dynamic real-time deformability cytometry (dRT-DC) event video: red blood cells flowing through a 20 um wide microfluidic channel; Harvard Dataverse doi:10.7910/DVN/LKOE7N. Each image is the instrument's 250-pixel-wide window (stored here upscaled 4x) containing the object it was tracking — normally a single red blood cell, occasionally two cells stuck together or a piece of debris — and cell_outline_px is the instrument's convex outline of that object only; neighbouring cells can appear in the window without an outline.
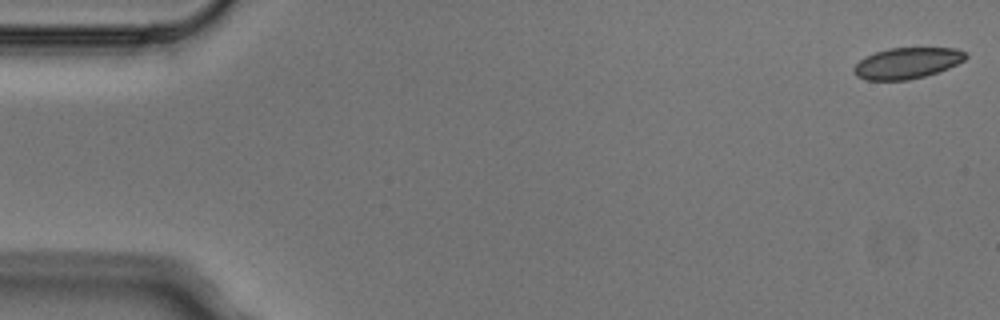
{"species": "Egyptian fruit bat (a non-hibernating species)", "species_latin": "Rousettus aegyptiacus", "temperature_condition": "cold", "stored_images_in_passage": 8, "camera_frame_rate_fps": 3000, "um_per_image_px": 0.085, "animal": {"sex": "male"}, "frame": {"image": 1, "passage_image": 1, "time_ms": 0.0, "image_size_px": [1000, 320], "cell_outline_px": [[968, 56], [964, 60], [948, 68], [924, 76], [908, 80], [864, 80], [856, 76], [852, 68], [860, 60], [876, 52], [888, 48], [956, 48], [968, 52]], "centroid_in_image_um": [77.11, 5.36], "position_along_channel_um": 7.9, "area_um2": 20.17}}
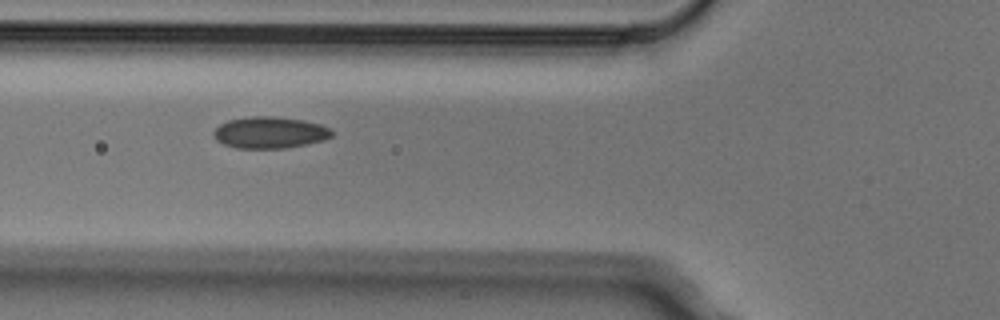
{"frame": {"image": 2, "passage_image": 6, "time_ms": 1.667, "image_size_px": [1000, 320], "cell_outline_px": [[332, 136], [324, 140], [308, 144], [284, 148], [236, 148], [224, 144], [216, 140], [212, 132], [220, 124], [228, 120], [252, 116], [276, 116], [304, 120], [320, 124], [328, 128], [332, 132]], "centroid_in_image_um": [22.92, 11.26], "position_along_channel_um": 102.9, "area_um2": 21.79}}
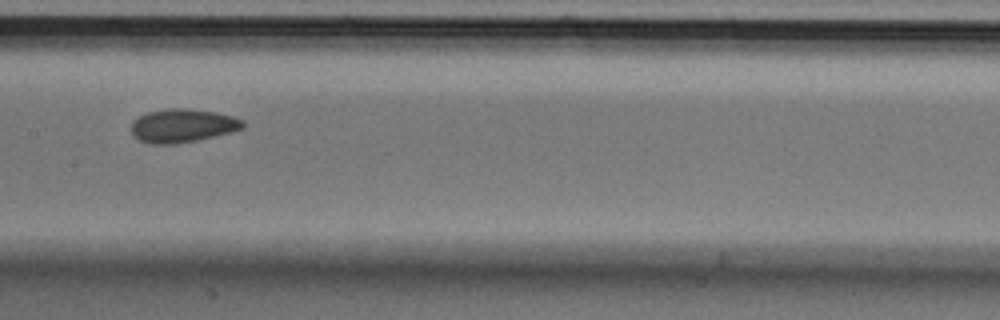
{"frame": {"image": 3, "passage_image": 8, "time_ms": 2.333, "image_size_px": [1000, 320], "cell_outline_px": [[244, 128], [196, 140], [176, 144], [148, 144], [132, 136], [132, 120], [148, 112], [168, 108], [180, 108], [216, 112], [232, 116], [244, 120]], "centroid_in_image_um": [15.48, 10.68], "position_along_channel_um": 191.9, "area_um2": 21.62}}